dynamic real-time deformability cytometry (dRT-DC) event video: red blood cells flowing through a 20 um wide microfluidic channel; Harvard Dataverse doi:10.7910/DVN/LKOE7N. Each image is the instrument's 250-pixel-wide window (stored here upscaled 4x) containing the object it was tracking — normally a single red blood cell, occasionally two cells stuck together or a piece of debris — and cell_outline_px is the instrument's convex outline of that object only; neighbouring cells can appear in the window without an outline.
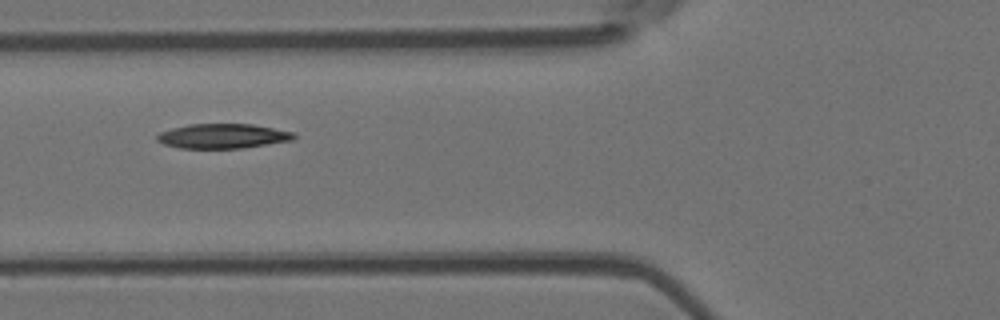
{"species": "Egyptian fruit bat (a non-hibernating species)", "species_latin": "Rousettus aegyptiacus", "temperature_condition": "room temperature", "stored_images_in_passage": 7, "camera_frame_rate_fps": 3000, "um_per_image_px": 0.085, "animal": {"sex": "female"}, "frame": {"image": 1, "passage_image": 6, "time_ms": 5.667, "image_size_px": [1000, 320], "cell_outline_px": [[296, 136], [292, 140], [240, 148], [180, 148], [164, 144], [156, 140], [156, 136], [160, 132], [172, 128], [188, 124], [252, 124], [296, 132]], "centroid_in_image_um": [18.93, 11.56], "position_along_channel_um": 106.9, "area_um2": 19.59}}
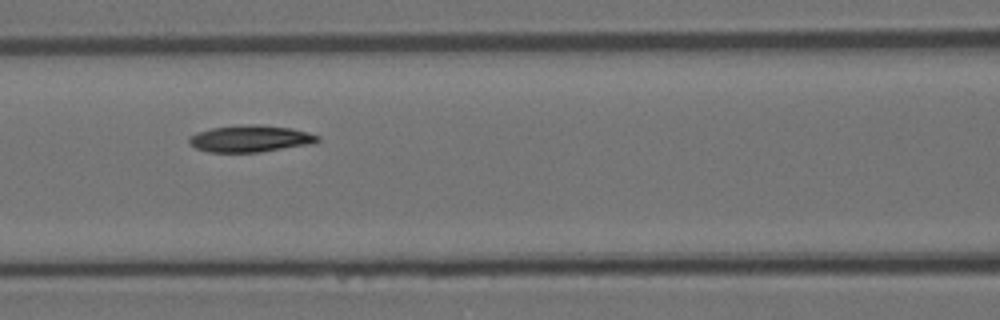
{"frame": {"image": 2, "passage_image": 7, "time_ms": 6.667, "image_size_px": [1000, 320], "cell_outline_px": [[320, 140], [312, 144], [260, 152], [208, 152], [196, 148], [188, 144], [188, 140], [196, 132], [212, 128], [248, 124], [256, 124], [292, 128], [308, 132], [320, 136]], "centroid_in_image_um": [21.29, 11.79], "position_along_channel_um": 145.3, "area_um2": 20.11}}